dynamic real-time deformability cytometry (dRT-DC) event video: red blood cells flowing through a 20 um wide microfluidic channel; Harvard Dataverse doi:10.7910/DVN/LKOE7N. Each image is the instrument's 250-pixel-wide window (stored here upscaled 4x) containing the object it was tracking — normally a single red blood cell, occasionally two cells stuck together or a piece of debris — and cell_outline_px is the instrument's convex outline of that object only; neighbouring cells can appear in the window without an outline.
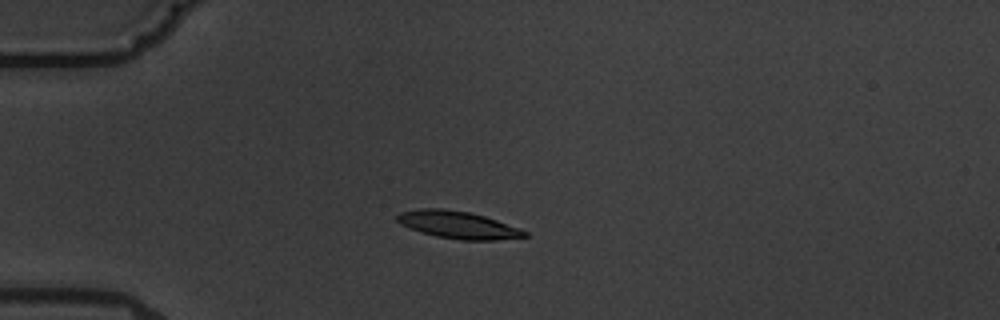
{"species": "common noctule bat (a hibernating species)", "species_latin": "Nyctalus noctula", "temperature_condition": "warm", "stored_images_in_passage": 6, "camera_frame_rate_fps": 3000, "um_per_image_px": 0.085, "animal": {"sex": "male", "body_mass_g": 19.5, "forearm_length_mm": 54.6}, "frame": {"image": 1, "passage_image": 4, "time_ms": 3.333, "image_size_px": [1000, 320], "cell_outline_px": [[528, 236], [496, 240], [460, 240], [436, 236], [420, 232], [408, 228], [400, 224], [396, 220], [396, 216], [400, 212], [420, 208], [444, 208], [468, 212], [484, 216], [520, 228], [528, 232]], "centroid_in_image_um": [38.9, 19.11], "position_along_channel_um": 46.1, "area_um2": 20.4}}
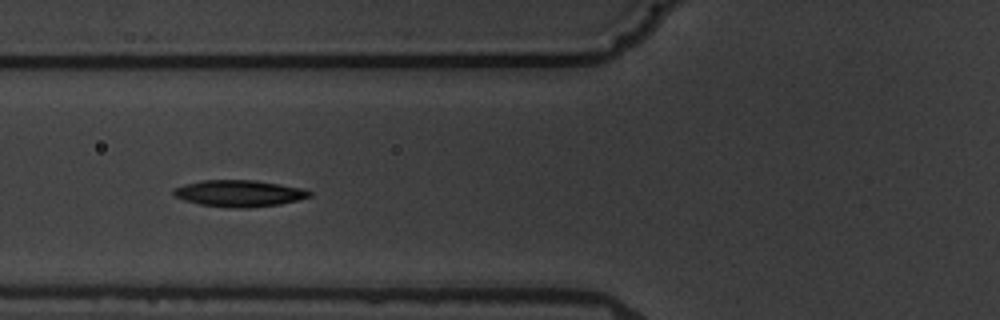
{"frame": {"image": 2, "passage_image": 6, "time_ms": 5.667, "image_size_px": [1000, 320], "cell_outline_px": [[312, 196], [280, 204], [248, 208], [236, 208], [200, 204], [184, 200], [176, 196], [172, 192], [176, 188], [184, 184], [204, 180], [256, 180], [280, 184], [300, 188], [312, 192]], "centroid_in_image_um": [20.34, 16.43], "position_along_channel_um": 105.5, "area_um2": 20.81}}